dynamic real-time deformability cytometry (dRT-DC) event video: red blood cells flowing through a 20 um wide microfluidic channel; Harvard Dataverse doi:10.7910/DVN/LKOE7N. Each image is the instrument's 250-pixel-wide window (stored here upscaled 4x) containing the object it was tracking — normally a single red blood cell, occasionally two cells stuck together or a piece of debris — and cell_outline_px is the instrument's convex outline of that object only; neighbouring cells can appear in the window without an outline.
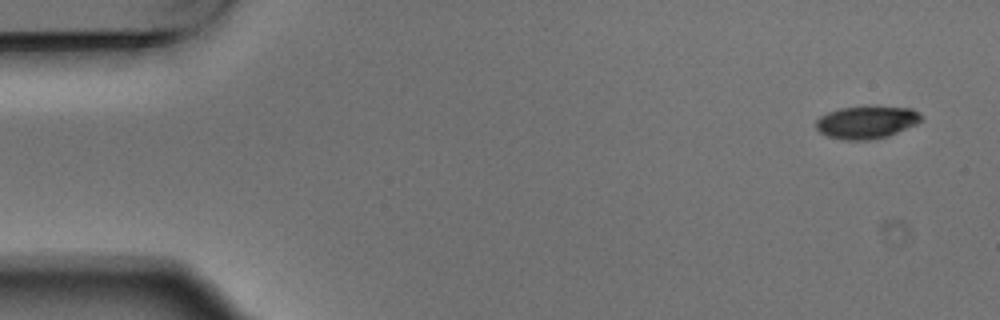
{"species": "Egyptian fruit bat (a non-hibernating species)", "species_latin": "Rousettus aegyptiacus", "temperature_condition": "warm", "stored_images_in_passage": 8, "camera_frame_rate_fps": 3000, "um_per_image_px": 0.085, "animal": {"sex": "male"}, "frame": {"image": 1, "passage_image": 1, "time_ms": 0.0, "image_size_px": [1000, 320], "cell_outline_px": [[924, 120], [916, 124], [888, 136], [868, 140], [844, 140], [828, 136], [820, 132], [816, 128], [816, 120], [820, 116], [828, 112], [840, 108], [872, 104], [912, 108]], "centroid_in_image_um": [73.66, 10.35], "position_along_channel_um": 11.3, "area_um2": 20.46}}
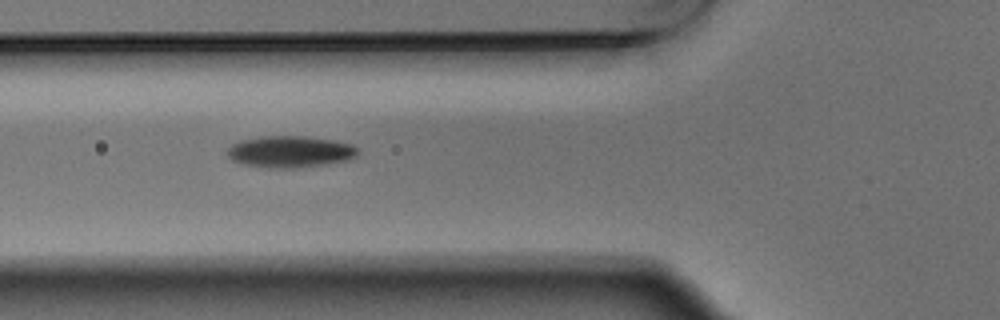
{"frame": {"image": 2, "passage_image": 5, "time_ms": 1.333, "image_size_px": [1000, 320], "cell_outline_px": [[360, 152], [356, 156], [348, 160], [328, 164], [300, 168], [268, 168], [240, 164], [232, 160], [228, 156], [228, 148], [232, 144], [244, 140], [260, 136], [304, 136], [336, 140], [352, 144]], "centroid_in_image_um": [24.69, 12.9], "position_along_channel_um": 101.1, "area_um2": 24.33}}
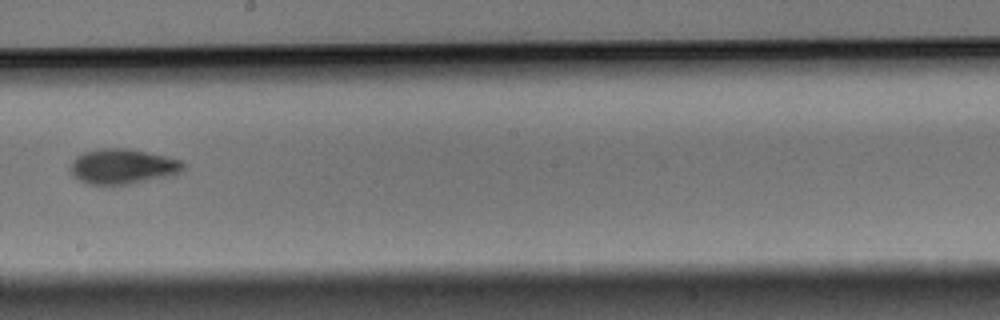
{"frame": {"image": 3, "passage_image": 8, "time_ms": 2.333, "image_size_px": [1000, 320], "cell_outline_px": [[188, 164], [180, 172], [168, 176], [128, 184], [88, 184], [80, 180], [68, 168], [72, 160], [76, 156], [84, 152], [100, 148], [128, 148], [164, 156], [180, 160]], "centroid_in_image_um": [10.42, 14.13], "position_along_channel_um": 237.8, "area_um2": 22.95}}